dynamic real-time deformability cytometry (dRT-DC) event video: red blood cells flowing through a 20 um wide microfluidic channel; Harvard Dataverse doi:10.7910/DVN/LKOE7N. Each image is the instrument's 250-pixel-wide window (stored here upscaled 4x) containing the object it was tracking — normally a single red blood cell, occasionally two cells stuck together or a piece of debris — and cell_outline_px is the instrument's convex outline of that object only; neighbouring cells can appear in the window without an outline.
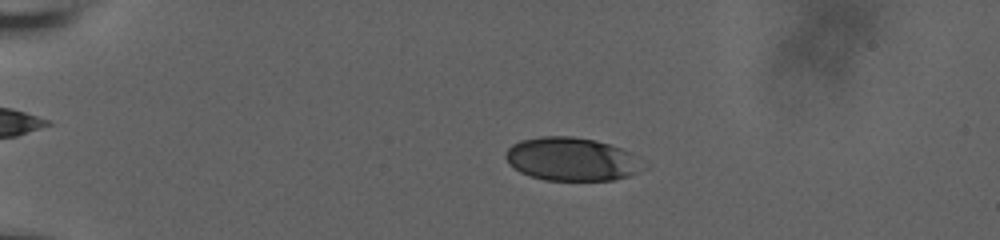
{"species": "human", "species_latin": "Homo sapiens", "temperature_condition": "room temperature", "stored_images_in_passage": 58, "camera_frame_rate_fps": 3000, "um_per_image_px": 0.085, "donor": {"sex": "male"}, "frame": {"image": 1, "passage_image": 14, "time_ms": 4.333, "image_size_px": [1000, 240], "cell_outline_px": [[648, 168], [640, 172], [628, 176], [612, 180], [544, 180], [520, 172], [508, 164], [504, 156], [504, 152], [512, 144], [520, 140], [540, 136], [572, 136], [596, 140], [632, 152]], "centroid_in_image_um": [48.59, 13.52], "position_along_channel_um": 36.4, "area_um2": 35.08}}
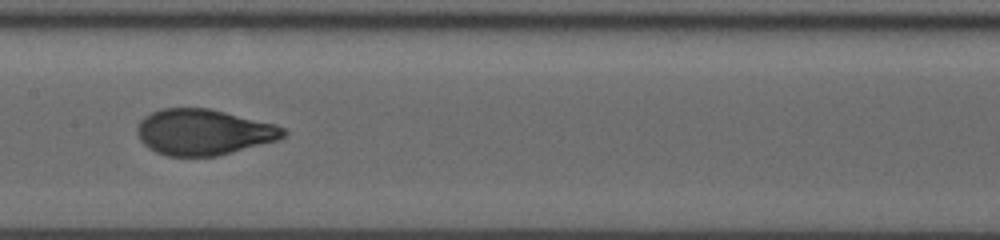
{"frame": {"image": 2, "passage_image": 32, "time_ms": 10.333, "image_size_px": [1000, 240], "cell_outline_px": [[288, 132], [280, 140], [216, 156], [168, 156], [156, 152], [148, 148], [140, 140], [136, 132], [136, 128], [140, 120], [144, 116], [160, 108], [208, 108], [276, 124], [284, 128]], "centroid_in_image_um": [17.3, 11.23], "position_along_channel_um": 190.1, "area_um2": 39.25}}
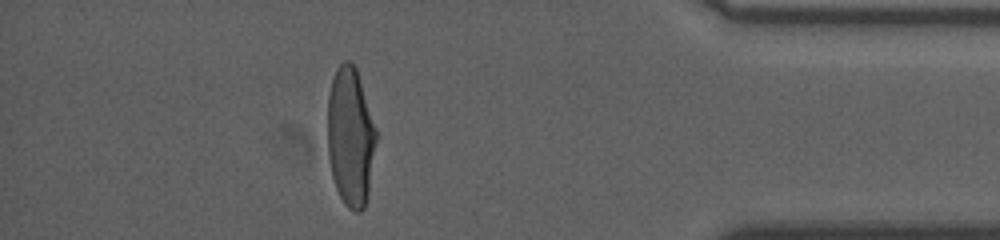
{"frame": {"image": 3, "passage_image": 52, "time_ms": 17.0, "image_size_px": [1000, 240], "cell_outline_px": [[376, 140], [368, 196], [364, 208], [360, 212], [356, 212], [348, 208], [344, 204], [336, 188], [332, 176], [328, 156], [328, 96], [332, 80], [336, 68], [344, 60], [348, 60], [356, 68], [376, 128]], "centroid_in_image_um": [29.78, 11.65], "position_along_channel_um": 405.4, "area_um2": 39.25}, "authors_computed_cell_mechanics": {"area_um2": 38.6971, "velocity_mm_per_s": 3.7325, "shape_relaxation_time_tau1_ms": 4.2056, "shape_relaxation_time_tau2_ms": null, "deformation_change_tau1": 0.1784, "deformation_change_tau2": null}}